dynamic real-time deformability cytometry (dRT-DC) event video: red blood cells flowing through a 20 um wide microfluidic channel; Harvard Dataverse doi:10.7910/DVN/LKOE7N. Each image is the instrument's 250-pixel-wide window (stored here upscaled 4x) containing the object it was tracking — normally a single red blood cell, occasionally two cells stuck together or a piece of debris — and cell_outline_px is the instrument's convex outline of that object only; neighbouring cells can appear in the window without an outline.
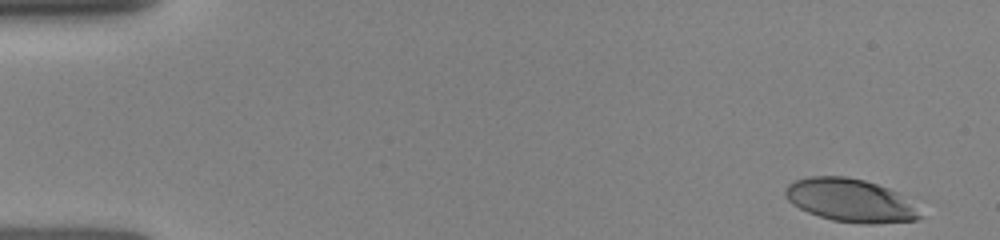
{"species": "human", "species_latin": "Homo sapiens", "temperature_condition": "room temperature", "stored_images_in_passage": 10, "camera_frame_rate_fps": 3000, "um_per_image_px": 0.085, "donor": {"sex": "female"}, "frame": {"image": 1, "passage_image": 1, "time_ms": 0.0, "image_size_px": [1000, 240], "cell_outline_px": [[924, 216], [916, 220], [872, 224], [864, 224], [832, 220], [808, 212], [792, 204], [784, 196], [784, 188], [788, 184], [796, 180], [808, 176], [844, 176], [864, 180], [888, 188], [896, 192], [912, 204]], "centroid_in_image_um": [72.24, 17.03], "position_along_channel_um": 12.8, "area_um2": 33.7}}
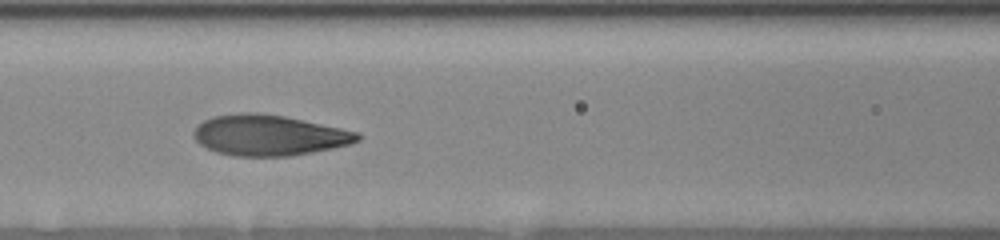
{"frame": {"image": 2, "passage_image": 8, "time_ms": 6.333, "image_size_px": [1000, 240], "cell_outline_px": [[360, 140], [348, 144], [332, 148], [312, 152], [288, 156], [232, 156], [216, 152], [200, 144], [192, 136], [192, 132], [204, 120], [212, 116], [240, 112], [256, 112], [284, 116], [360, 132]], "centroid_in_image_um": [22.83, 11.49], "position_along_channel_um": 143.8, "area_um2": 38.78}}
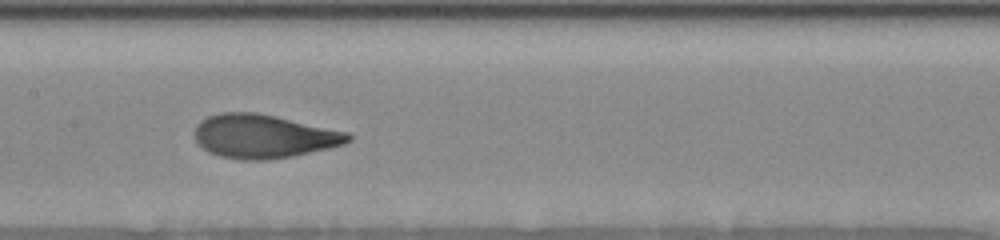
{"frame": {"image": 3, "passage_image": 9, "time_ms": 7.333, "image_size_px": [1000, 240], "cell_outline_px": [[352, 140], [344, 144], [328, 148], [292, 156], [268, 160], [240, 160], [220, 156], [208, 152], [196, 140], [196, 124], [200, 120], [208, 116], [220, 112], [256, 112], [276, 116], [348, 132], [352, 136]], "centroid_in_image_um": [22.41, 11.58], "position_along_channel_um": 185.0, "area_um2": 39.02}}